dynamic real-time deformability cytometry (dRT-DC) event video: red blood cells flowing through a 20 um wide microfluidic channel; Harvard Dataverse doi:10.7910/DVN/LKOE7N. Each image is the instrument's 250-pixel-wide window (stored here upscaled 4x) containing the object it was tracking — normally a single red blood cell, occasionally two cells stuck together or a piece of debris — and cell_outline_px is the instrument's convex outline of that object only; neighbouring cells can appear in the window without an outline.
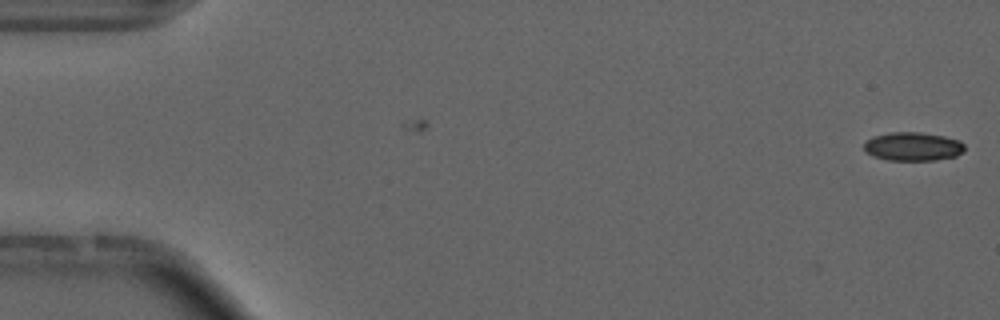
{"species": "common noctule bat (a hibernating species)", "species_latin": "Nyctalus noctula", "temperature_condition": "cold", "stored_images_in_passage": 17, "camera_frame_rate_fps": 3000, "um_per_image_px": 0.085, "animal": {"sex": "male", "forearm_length_mm": 52.5}, "frame": {"image": 1, "passage_image": 1, "time_ms": 0.0, "image_size_px": [1000, 320], "cell_outline_px": [[964, 152], [956, 156], [936, 160], [888, 160], [872, 156], [864, 152], [864, 140], [872, 136], [888, 132], [920, 132], [944, 136], [960, 140], [964, 144]], "centroid_in_image_um": [77.56, 12.45], "position_along_channel_um": 7.4, "area_um2": 17.11}}
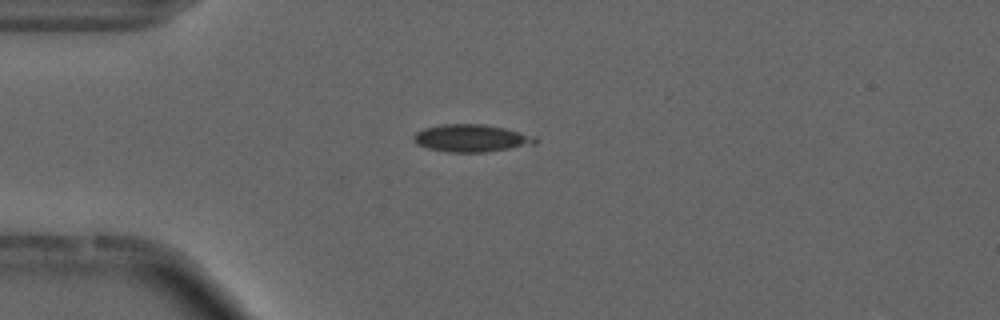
{"frame": {"image": 2, "passage_image": 14, "time_ms": 4.333, "image_size_px": [1000, 320], "cell_outline_px": [[536, 144], [488, 152], [448, 152], [428, 148], [416, 144], [412, 140], [412, 136], [416, 132], [424, 128], [444, 124], [480, 124], [504, 128], [536, 136]], "centroid_in_image_um": [40.04, 11.75], "position_along_channel_um": 45.0, "area_um2": 19.48}}